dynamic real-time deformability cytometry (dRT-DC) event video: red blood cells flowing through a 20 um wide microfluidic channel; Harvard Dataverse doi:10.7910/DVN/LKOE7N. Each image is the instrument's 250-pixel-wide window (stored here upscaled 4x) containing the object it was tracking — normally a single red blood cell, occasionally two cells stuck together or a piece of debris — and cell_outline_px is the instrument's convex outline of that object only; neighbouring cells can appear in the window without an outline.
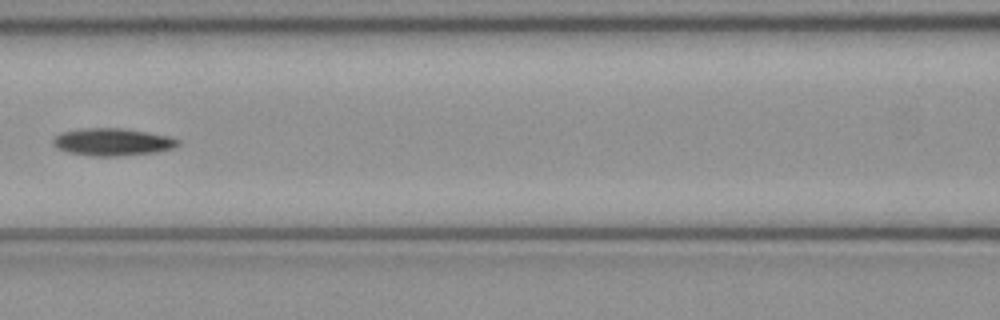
{"species": "common noctule bat (a hibernating species)", "species_latin": "Nyctalus noctula", "temperature_condition": "cold", "stored_images_in_passage": 6, "camera_frame_rate_fps": 3000, "um_per_image_px": 0.085, "animal": {"sex": "female", "body_mass_g": 21.9}, "frame": {"image": 1, "passage_image": 6, "time_ms": 1.667, "image_size_px": [1000, 320], "cell_outline_px": [[180, 144], [176, 148], [156, 152], [116, 156], [88, 156], [68, 152], [56, 148], [52, 144], [52, 140], [60, 132], [80, 128], [124, 128], [148, 132], [168, 136], [180, 140]], "centroid_in_image_um": [9.55, 12.06], "position_along_channel_um": 157.0, "area_um2": 20.23}}